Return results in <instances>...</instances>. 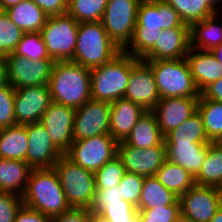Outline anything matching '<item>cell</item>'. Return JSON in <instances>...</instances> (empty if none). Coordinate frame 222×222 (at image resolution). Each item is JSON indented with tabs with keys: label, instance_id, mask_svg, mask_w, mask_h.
Here are the masks:
<instances>
[{
	"label": "cell",
	"instance_id": "obj_1",
	"mask_svg": "<svg viewBox=\"0 0 222 222\" xmlns=\"http://www.w3.org/2000/svg\"><path fill=\"white\" fill-rule=\"evenodd\" d=\"M190 27L165 0H141L133 38L124 51L141 59L157 42L162 30Z\"/></svg>",
	"mask_w": 222,
	"mask_h": 222
},
{
	"label": "cell",
	"instance_id": "obj_2",
	"mask_svg": "<svg viewBox=\"0 0 222 222\" xmlns=\"http://www.w3.org/2000/svg\"><path fill=\"white\" fill-rule=\"evenodd\" d=\"M48 88L53 102L77 109L91 99L90 69L71 61H55Z\"/></svg>",
	"mask_w": 222,
	"mask_h": 222
},
{
	"label": "cell",
	"instance_id": "obj_3",
	"mask_svg": "<svg viewBox=\"0 0 222 222\" xmlns=\"http://www.w3.org/2000/svg\"><path fill=\"white\" fill-rule=\"evenodd\" d=\"M22 200L24 205L50 217L71 209L54 167L31 170Z\"/></svg>",
	"mask_w": 222,
	"mask_h": 222
},
{
	"label": "cell",
	"instance_id": "obj_4",
	"mask_svg": "<svg viewBox=\"0 0 222 222\" xmlns=\"http://www.w3.org/2000/svg\"><path fill=\"white\" fill-rule=\"evenodd\" d=\"M121 51L101 21L81 22L78 24L77 43L71 62L92 69L109 62Z\"/></svg>",
	"mask_w": 222,
	"mask_h": 222
},
{
	"label": "cell",
	"instance_id": "obj_5",
	"mask_svg": "<svg viewBox=\"0 0 222 222\" xmlns=\"http://www.w3.org/2000/svg\"><path fill=\"white\" fill-rule=\"evenodd\" d=\"M132 70V55L122 50L109 62L90 69L91 99L112 103L124 98Z\"/></svg>",
	"mask_w": 222,
	"mask_h": 222
},
{
	"label": "cell",
	"instance_id": "obj_6",
	"mask_svg": "<svg viewBox=\"0 0 222 222\" xmlns=\"http://www.w3.org/2000/svg\"><path fill=\"white\" fill-rule=\"evenodd\" d=\"M53 167L70 208L89 210L96 192L94 172L74 163L65 154Z\"/></svg>",
	"mask_w": 222,
	"mask_h": 222
},
{
	"label": "cell",
	"instance_id": "obj_7",
	"mask_svg": "<svg viewBox=\"0 0 222 222\" xmlns=\"http://www.w3.org/2000/svg\"><path fill=\"white\" fill-rule=\"evenodd\" d=\"M145 62L152 69L160 99L200 96L186 58Z\"/></svg>",
	"mask_w": 222,
	"mask_h": 222
},
{
	"label": "cell",
	"instance_id": "obj_8",
	"mask_svg": "<svg viewBox=\"0 0 222 222\" xmlns=\"http://www.w3.org/2000/svg\"><path fill=\"white\" fill-rule=\"evenodd\" d=\"M78 22L68 13L48 16L41 30L47 52L55 61H71L78 36Z\"/></svg>",
	"mask_w": 222,
	"mask_h": 222
},
{
	"label": "cell",
	"instance_id": "obj_9",
	"mask_svg": "<svg viewBox=\"0 0 222 222\" xmlns=\"http://www.w3.org/2000/svg\"><path fill=\"white\" fill-rule=\"evenodd\" d=\"M141 0H109L102 24L109 37L124 50L131 42Z\"/></svg>",
	"mask_w": 222,
	"mask_h": 222
},
{
	"label": "cell",
	"instance_id": "obj_10",
	"mask_svg": "<svg viewBox=\"0 0 222 222\" xmlns=\"http://www.w3.org/2000/svg\"><path fill=\"white\" fill-rule=\"evenodd\" d=\"M118 142L110 134L73 141L65 154L84 169L95 172L117 156Z\"/></svg>",
	"mask_w": 222,
	"mask_h": 222
},
{
	"label": "cell",
	"instance_id": "obj_11",
	"mask_svg": "<svg viewBox=\"0 0 222 222\" xmlns=\"http://www.w3.org/2000/svg\"><path fill=\"white\" fill-rule=\"evenodd\" d=\"M110 109V103L94 99L77 108L72 131L73 141L110 134Z\"/></svg>",
	"mask_w": 222,
	"mask_h": 222
},
{
	"label": "cell",
	"instance_id": "obj_12",
	"mask_svg": "<svg viewBox=\"0 0 222 222\" xmlns=\"http://www.w3.org/2000/svg\"><path fill=\"white\" fill-rule=\"evenodd\" d=\"M181 215L197 222H210L222 206V189L195 184L179 196Z\"/></svg>",
	"mask_w": 222,
	"mask_h": 222
},
{
	"label": "cell",
	"instance_id": "obj_13",
	"mask_svg": "<svg viewBox=\"0 0 222 222\" xmlns=\"http://www.w3.org/2000/svg\"><path fill=\"white\" fill-rule=\"evenodd\" d=\"M117 156L126 172L144 177L154 176L167 160L166 145L163 141L159 146L138 148L121 141L118 142Z\"/></svg>",
	"mask_w": 222,
	"mask_h": 222
},
{
	"label": "cell",
	"instance_id": "obj_14",
	"mask_svg": "<svg viewBox=\"0 0 222 222\" xmlns=\"http://www.w3.org/2000/svg\"><path fill=\"white\" fill-rule=\"evenodd\" d=\"M125 99L152 111L160 101V95L151 67L143 60L132 56V70L126 87Z\"/></svg>",
	"mask_w": 222,
	"mask_h": 222
},
{
	"label": "cell",
	"instance_id": "obj_15",
	"mask_svg": "<svg viewBox=\"0 0 222 222\" xmlns=\"http://www.w3.org/2000/svg\"><path fill=\"white\" fill-rule=\"evenodd\" d=\"M5 57L8 64L9 82L14 89L48 84L54 64L52 59L32 61L13 53Z\"/></svg>",
	"mask_w": 222,
	"mask_h": 222
},
{
	"label": "cell",
	"instance_id": "obj_16",
	"mask_svg": "<svg viewBox=\"0 0 222 222\" xmlns=\"http://www.w3.org/2000/svg\"><path fill=\"white\" fill-rule=\"evenodd\" d=\"M51 102L48 84L15 89L14 113L16 124L38 123Z\"/></svg>",
	"mask_w": 222,
	"mask_h": 222
},
{
	"label": "cell",
	"instance_id": "obj_17",
	"mask_svg": "<svg viewBox=\"0 0 222 222\" xmlns=\"http://www.w3.org/2000/svg\"><path fill=\"white\" fill-rule=\"evenodd\" d=\"M75 108L51 102L39 123L48 132L55 147L64 155L73 143L72 131Z\"/></svg>",
	"mask_w": 222,
	"mask_h": 222
},
{
	"label": "cell",
	"instance_id": "obj_18",
	"mask_svg": "<svg viewBox=\"0 0 222 222\" xmlns=\"http://www.w3.org/2000/svg\"><path fill=\"white\" fill-rule=\"evenodd\" d=\"M190 48V27L162 30L155 45L141 58L143 61L185 58Z\"/></svg>",
	"mask_w": 222,
	"mask_h": 222
},
{
	"label": "cell",
	"instance_id": "obj_19",
	"mask_svg": "<svg viewBox=\"0 0 222 222\" xmlns=\"http://www.w3.org/2000/svg\"><path fill=\"white\" fill-rule=\"evenodd\" d=\"M199 97H169L160 99L152 112L163 136L179 127L197 111Z\"/></svg>",
	"mask_w": 222,
	"mask_h": 222
},
{
	"label": "cell",
	"instance_id": "obj_20",
	"mask_svg": "<svg viewBox=\"0 0 222 222\" xmlns=\"http://www.w3.org/2000/svg\"><path fill=\"white\" fill-rule=\"evenodd\" d=\"M26 162L34 168H51L63 154L55 147L46 129L38 122L27 124Z\"/></svg>",
	"mask_w": 222,
	"mask_h": 222
},
{
	"label": "cell",
	"instance_id": "obj_21",
	"mask_svg": "<svg viewBox=\"0 0 222 222\" xmlns=\"http://www.w3.org/2000/svg\"><path fill=\"white\" fill-rule=\"evenodd\" d=\"M185 58L194 84L200 93L208 85L222 77V64L210 50H199L190 47Z\"/></svg>",
	"mask_w": 222,
	"mask_h": 222
},
{
	"label": "cell",
	"instance_id": "obj_22",
	"mask_svg": "<svg viewBox=\"0 0 222 222\" xmlns=\"http://www.w3.org/2000/svg\"><path fill=\"white\" fill-rule=\"evenodd\" d=\"M167 160L186 169L194 178L204 162L210 142H165Z\"/></svg>",
	"mask_w": 222,
	"mask_h": 222
},
{
	"label": "cell",
	"instance_id": "obj_23",
	"mask_svg": "<svg viewBox=\"0 0 222 222\" xmlns=\"http://www.w3.org/2000/svg\"><path fill=\"white\" fill-rule=\"evenodd\" d=\"M110 105V135L117 142L124 141L145 110L125 98L116 99Z\"/></svg>",
	"mask_w": 222,
	"mask_h": 222
},
{
	"label": "cell",
	"instance_id": "obj_24",
	"mask_svg": "<svg viewBox=\"0 0 222 222\" xmlns=\"http://www.w3.org/2000/svg\"><path fill=\"white\" fill-rule=\"evenodd\" d=\"M32 169L26 161L0 158V191L22 197Z\"/></svg>",
	"mask_w": 222,
	"mask_h": 222
},
{
	"label": "cell",
	"instance_id": "obj_25",
	"mask_svg": "<svg viewBox=\"0 0 222 222\" xmlns=\"http://www.w3.org/2000/svg\"><path fill=\"white\" fill-rule=\"evenodd\" d=\"M219 13L193 23L190 26V47L199 50H212L222 44V20ZM219 16V17H218Z\"/></svg>",
	"mask_w": 222,
	"mask_h": 222
},
{
	"label": "cell",
	"instance_id": "obj_26",
	"mask_svg": "<svg viewBox=\"0 0 222 222\" xmlns=\"http://www.w3.org/2000/svg\"><path fill=\"white\" fill-rule=\"evenodd\" d=\"M4 11L24 33L41 32L48 18L32 0L22 1Z\"/></svg>",
	"mask_w": 222,
	"mask_h": 222
},
{
	"label": "cell",
	"instance_id": "obj_27",
	"mask_svg": "<svg viewBox=\"0 0 222 222\" xmlns=\"http://www.w3.org/2000/svg\"><path fill=\"white\" fill-rule=\"evenodd\" d=\"M163 141L164 136L158 127L155 114L152 111H145L123 142L129 146L150 148L159 146Z\"/></svg>",
	"mask_w": 222,
	"mask_h": 222
},
{
	"label": "cell",
	"instance_id": "obj_28",
	"mask_svg": "<svg viewBox=\"0 0 222 222\" xmlns=\"http://www.w3.org/2000/svg\"><path fill=\"white\" fill-rule=\"evenodd\" d=\"M28 133L26 125L0 129V158L26 161Z\"/></svg>",
	"mask_w": 222,
	"mask_h": 222
},
{
	"label": "cell",
	"instance_id": "obj_29",
	"mask_svg": "<svg viewBox=\"0 0 222 222\" xmlns=\"http://www.w3.org/2000/svg\"><path fill=\"white\" fill-rule=\"evenodd\" d=\"M179 14L181 20L191 26L216 13L220 9L222 0H165ZM220 5V7H218ZM219 8V9H218Z\"/></svg>",
	"mask_w": 222,
	"mask_h": 222
},
{
	"label": "cell",
	"instance_id": "obj_30",
	"mask_svg": "<svg viewBox=\"0 0 222 222\" xmlns=\"http://www.w3.org/2000/svg\"><path fill=\"white\" fill-rule=\"evenodd\" d=\"M195 183L222 189V142H210Z\"/></svg>",
	"mask_w": 222,
	"mask_h": 222
},
{
	"label": "cell",
	"instance_id": "obj_31",
	"mask_svg": "<svg viewBox=\"0 0 222 222\" xmlns=\"http://www.w3.org/2000/svg\"><path fill=\"white\" fill-rule=\"evenodd\" d=\"M179 199L173 191L165 188L155 176L145 177L137 209H152L174 204Z\"/></svg>",
	"mask_w": 222,
	"mask_h": 222
},
{
	"label": "cell",
	"instance_id": "obj_32",
	"mask_svg": "<svg viewBox=\"0 0 222 222\" xmlns=\"http://www.w3.org/2000/svg\"><path fill=\"white\" fill-rule=\"evenodd\" d=\"M155 178L167 189L180 196L192 188L195 178L183 167L166 160L155 173Z\"/></svg>",
	"mask_w": 222,
	"mask_h": 222
},
{
	"label": "cell",
	"instance_id": "obj_33",
	"mask_svg": "<svg viewBox=\"0 0 222 222\" xmlns=\"http://www.w3.org/2000/svg\"><path fill=\"white\" fill-rule=\"evenodd\" d=\"M204 129L211 142H222V102L205 99L201 94L197 102Z\"/></svg>",
	"mask_w": 222,
	"mask_h": 222
},
{
	"label": "cell",
	"instance_id": "obj_34",
	"mask_svg": "<svg viewBox=\"0 0 222 222\" xmlns=\"http://www.w3.org/2000/svg\"><path fill=\"white\" fill-rule=\"evenodd\" d=\"M164 142H211L205 132L201 115L196 111L179 127L164 136Z\"/></svg>",
	"mask_w": 222,
	"mask_h": 222
},
{
	"label": "cell",
	"instance_id": "obj_35",
	"mask_svg": "<svg viewBox=\"0 0 222 222\" xmlns=\"http://www.w3.org/2000/svg\"><path fill=\"white\" fill-rule=\"evenodd\" d=\"M109 0H69L67 13L78 23L102 20Z\"/></svg>",
	"mask_w": 222,
	"mask_h": 222
},
{
	"label": "cell",
	"instance_id": "obj_36",
	"mask_svg": "<svg viewBox=\"0 0 222 222\" xmlns=\"http://www.w3.org/2000/svg\"><path fill=\"white\" fill-rule=\"evenodd\" d=\"M13 54L32 61L51 59L40 32L24 33Z\"/></svg>",
	"mask_w": 222,
	"mask_h": 222
},
{
	"label": "cell",
	"instance_id": "obj_37",
	"mask_svg": "<svg viewBox=\"0 0 222 222\" xmlns=\"http://www.w3.org/2000/svg\"><path fill=\"white\" fill-rule=\"evenodd\" d=\"M24 32L13 23L5 11L0 12V56L13 53Z\"/></svg>",
	"mask_w": 222,
	"mask_h": 222
},
{
	"label": "cell",
	"instance_id": "obj_38",
	"mask_svg": "<svg viewBox=\"0 0 222 222\" xmlns=\"http://www.w3.org/2000/svg\"><path fill=\"white\" fill-rule=\"evenodd\" d=\"M126 170L121 159L115 156L94 172L96 188H112L123 179Z\"/></svg>",
	"mask_w": 222,
	"mask_h": 222
},
{
	"label": "cell",
	"instance_id": "obj_39",
	"mask_svg": "<svg viewBox=\"0 0 222 222\" xmlns=\"http://www.w3.org/2000/svg\"><path fill=\"white\" fill-rule=\"evenodd\" d=\"M111 222H131L138 216L137 208L126 200L121 202L107 203L99 212Z\"/></svg>",
	"mask_w": 222,
	"mask_h": 222
},
{
	"label": "cell",
	"instance_id": "obj_40",
	"mask_svg": "<svg viewBox=\"0 0 222 222\" xmlns=\"http://www.w3.org/2000/svg\"><path fill=\"white\" fill-rule=\"evenodd\" d=\"M137 210L139 222H173L181 214L179 199L169 206Z\"/></svg>",
	"mask_w": 222,
	"mask_h": 222
},
{
	"label": "cell",
	"instance_id": "obj_41",
	"mask_svg": "<svg viewBox=\"0 0 222 222\" xmlns=\"http://www.w3.org/2000/svg\"><path fill=\"white\" fill-rule=\"evenodd\" d=\"M144 179L142 175L126 172L118 184L122 199L137 207Z\"/></svg>",
	"mask_w": 222,
	"mask_h": 222
},
{
	"label": "cell",
	"instance_id": "obj_42",
	"mask_svg": "<svg viewBox=\"0 0 222 222\" xmlns=\"http://www.w3.org/2000/svg\"><path fill=\"white\" fill-rule=\"evenodd\" d=\"M14 93L11 85L0 87V129L16 125Z\"/></svg>",
	"mask_w": 222,
	"mask_h": 222
},
{
	"label": "cell",
	"instance_id": "obj_43",
	"mask_svg": "<svg viewBox=\"0 0 222 222\" xmlns=\"http://www.w3.org/2000/svg\"><path fill=\"white\" fill-rule=\"evenodd\" d=\"M23 204L21 196L0 191V222H14Z\"/></svg>",
	"mask_w": 222,
	"mask_h": 222
},
{
	"label": "cell",
	"instance_id": "obj_44",
	"mask_svg": "<svg viewBox=\"0 0 222 222\" xmlns=\"http://www.w3.org/2000/svg\"><path fill=\"white\" fill-rule=\"evenodd\" d=\"M121 200L122 197L118 185L112 188H96L94 200L89 210L99 213L107 203L121 202Z\"/></svg>",
	"mask_w": 222,
	"mask_h": 222
},
{
	"label": "cell",
	"instance_id": "obj_45",
	"mask_svg": "<svg viewBox=\"0 0 222 222\" xmlns=\"http://www.w3.org/2000/svg\"><path fill=\"white\" fill-rule=\"evenodd\" d=\"M48 16L67 13L69 0H32Z\"/></svg>",
	"mask_w": 222,
	"mask_h": 222
},
{
	"label": "cell",
	"instance_id": "obj_46",
	"mask_svg": "<svg viewBox=\"0 0 222 222\" xmlns=\"http://www.w3.org/2000/svg\"><path fill=\"white\" fill-rule=\"evenodd\" d=\"M14 222H53V217L43 215L23 204L17 212Z\"/></svg>",
	"mask_w": 222,
	"mask_h": 222
},
{
	"label": "cell",
	"instance_id": "obj_47",
	"mask_svg": "<svg viewBox=\"0 0 222 222\" xmlns=\"http://www.w3.org/2000/svg\"><path fill=\"white\" fill-rule=\"evenodd\" d=\"M91 211L88 209L71 208L67 212L53 217V222H90Z\"/></svg>",
	"mask_w": 222,
	"mask_h": 222
},
{
	"label": "cell",
	"instance_id": "obj_48",
	"mask_svg": "<svg viewBox=\"0 0 222 222\" xmlns=\"http://www.w3.org/2000/svg\"><path fill=\"white\" fill-rule=\"evenodd\" d=\"M200 94L205 99L222 102V77L208 85Z\"/></svg>",
	"mask_w": 222,
	"mask_h": 222
},
{
	"label": "cell",
	"instance_id": "obj_49",
	"mask_svg": "<svg viewBox=\"0 0 222 222\" xmlns=\"http://www.w3.org/2000/svg\"><path fill=\"white\" fill-rule=\"evenodd\" d=\"M10 85L6 57L0 56V87Z\"/></svg>",
	"mask_w": 222,
	"mask_h": 222
},
{
	"label": "cell",
	"instance_id": "obj_50",
	"mask_svg": "<svg viewBox=\"0 0 222 222\" xmlns=\"http://www.w3.org/2000/svg\"><path fill=\"white\" fill-rule=\"evenodd\" d=\"M25 0H0V8L2 11L6 10L7 8L16 5Z\"/></svg>",
	"mask_w": 222,
	"mask_h": 222
},
{
	"label": "cell",
	"instance_id": "obj_51",
	"mask_svg": "<svg viewBox=\"0 0 222 222\" xmlns=\"http://www.w3.org/2000/svg\"><path fill=\"white\" fill-rule=\"evenodd\" d=\"M90 222H111L109 219L103 217L101 214L96 212H91Z\"/></svg>",
	"mask_w": 222,
	"mask_h": 222
},
{
	"label": "cell",
	"instance_id": "obj_52",
	"mask_svg": "<svg viewBox=\"0 0 222 222\" xmlns=\"http://www.w3.org/2000/svg\"><path fill=\"white\" fill-rule=\"evenodd\" d=\"M211 52L214 54L216 59L222 64V44L214 47Z\"/></svg>",
	"mask_w": 222,
	"mask_h": 222
},
{
	"label": "cell",
	"instance_id": "obj_53",
	"mask_svg": "<svg viewBox=\"0 0 222 222\" xmlns=\"http://www.w3.org/2000/svg\"><path fill=\"white\" fill-rule=\"evenodd\" d=\"M210 222H222V206L218 209Z\"/></svg>",
	"mask_w": 222,
	"mask_h": 222
},
{
	"label": "cell",
	"instance_id": "obj_54",
	"mask_svg": "<svg viewBox=\"0 0 222 222\" xmlns=\"http://www.w3.org/2000/svg\"><path fill=\"white\" fill-rule=\"evenodd\" d=\"M173 222H197V221L190 220L189 218L184 217L183 215L180 214L176 219L173 220Z\"/></svg>",
	"mask_w": 222,
	"mask_h": 222
},
{
	"label": "cell",
	"instance_id": "obj_55",
	"mask_svg": "<svg viewBox=\"0 0 222 222\" xmlns=\"http://www.w3.org/2000/svg\"><path fill=\"white\" fill-rule=\"evenodd\" d=\"M131 222H139V217L137 216L133 221Z\"/></svg>",
	"mask_w": 222,
	"mask_h": 222
}]
</instances>
